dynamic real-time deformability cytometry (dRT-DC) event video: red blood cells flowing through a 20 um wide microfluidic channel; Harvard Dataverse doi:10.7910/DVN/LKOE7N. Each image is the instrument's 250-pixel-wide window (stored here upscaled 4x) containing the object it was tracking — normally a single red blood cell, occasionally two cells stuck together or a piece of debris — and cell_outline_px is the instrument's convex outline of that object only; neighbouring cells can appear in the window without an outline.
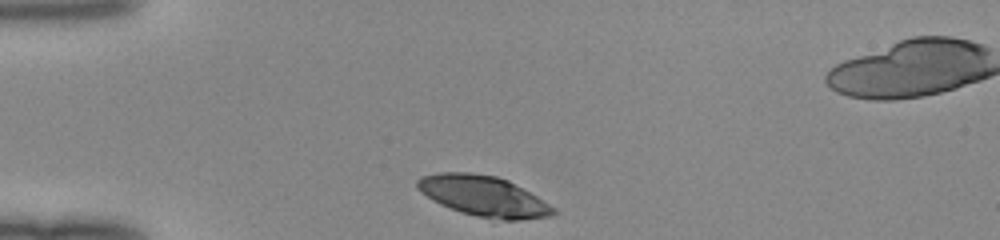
{"species": "human", "species_latin": "Homo sapiens", "temperature_condition": "room temperature", "stored_images_in_passage": 29, "camera_frame_rate_fps": 3000, "um_per_image_px": 0.085, "donor": {"sex": "female"}, "frame": {"image": 1, "passage_image": 1, "time_ms": 0.0, "image_size_px": [1000, 240], "cell_outline_px": [[556, 212], [552, 216], [520, 220], [504, 220], [476, 216], [460, 212], [440, 204], [432, 200], [420, 192], [416, 188], [416, 180], [420, 176], [440, 172], [472, 172], [496, 176], [508, 180], [536, 196], [556, 208]], "centroid_in_image_um": [41.07, 16.66], "position_along_channel_um": 43.9, "area_um2": 32.19}}
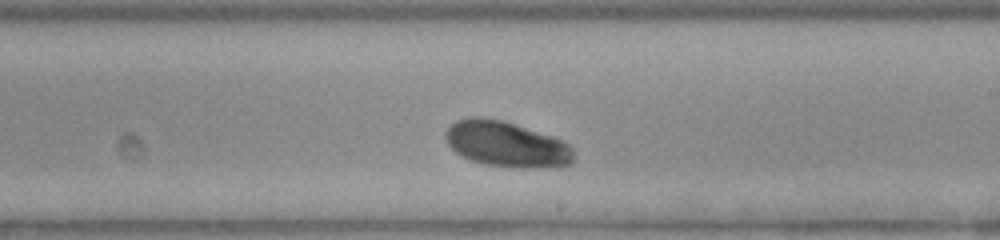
{"frame": {"image": 2, "passage_image": 18, "time_ms": 5.667, "image_size_px": [1000, 240], "cell_outline_px": [[572, 164], [556, 168], [520, 168], [484, 164], [472, 160], [456, 152], [448, 144], [444, 136], [444, 132], [456, 120], [472, 116], [480, 116], [504, 120], [552, 136], [568, 144], [572, 148]], "centroid_in_image_um": [43.05, 12.25], "position_along_channel_um": 245.9, "area_um2": 34.22}}
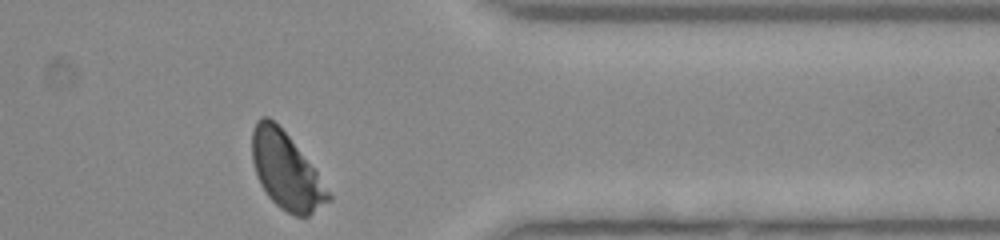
{"frame": {"image": 3, "passage_image": 29, "time_ms": 9.333, "image_size_px": [1000, 240], "cell_outline_px": [[332, 200], [308, 216], [296, 216], [280, 208], [268, 196], [260, 184], [256, 176], [252, 160], [252, 128], [256, 120], [260, 116], [268, 116], [288, 136], [316, 172], [332, 196]], "centroid_in_image_um": [24.29, 14.53], "position_along_channel_um": 387.1, "area_um2": 33.52}}